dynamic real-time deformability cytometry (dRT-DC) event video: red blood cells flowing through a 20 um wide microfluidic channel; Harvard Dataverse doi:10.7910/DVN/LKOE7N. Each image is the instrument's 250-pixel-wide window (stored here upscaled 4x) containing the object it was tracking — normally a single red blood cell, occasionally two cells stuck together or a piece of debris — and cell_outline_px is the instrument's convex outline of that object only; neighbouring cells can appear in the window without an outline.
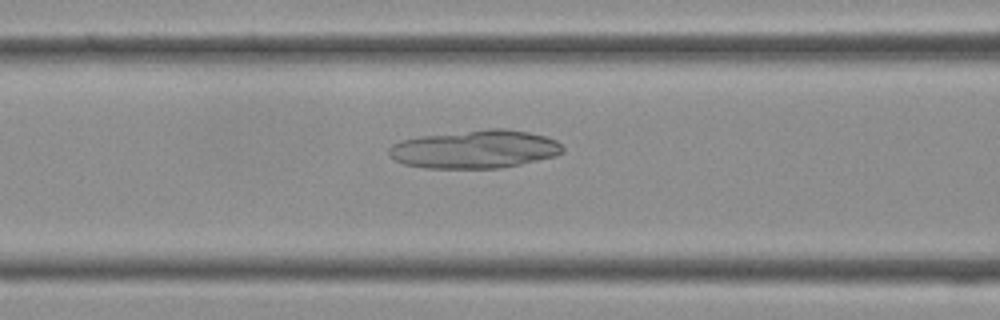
{"species": "Egyptian fruit bat (a non-hibernating species)", "species_latin": "Rousettus aegyptiacus", "temperature_condition": "cold", "stored_images_in_passage": 39, "camera_frame_rate_fps": 3000, "um_per_image_px": 0.085, "frame": {"image": 1, "passage_image": 15, "time_ms": 4.667, "image_size_px": [1000, 320], "cell_outline_px": [[564, 152], [556, 156], [520, 164], [500, 168], [428, 168], [404, 164], [388, 156], [388, 148], [392, 144], [400, 140], [420, 136], [488, 128], [508, 128], [528, 132], [544, 136], [556, 140], [564, 148]], "centroid_in_image_um": [40.37, 12.67], "position_along_channel_um": 126.2, "area_um2": 38.9}}
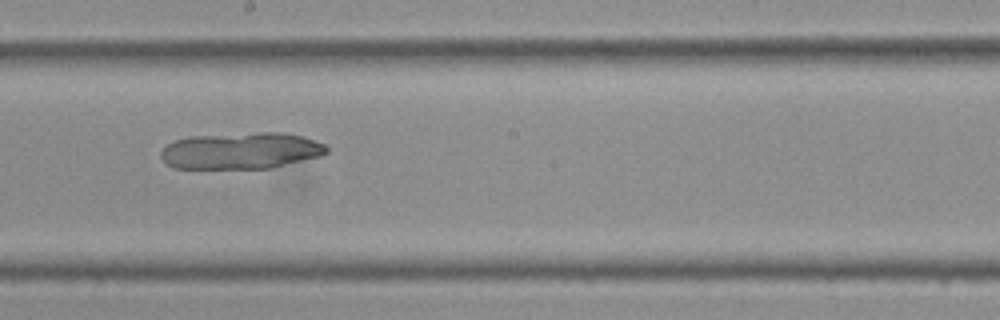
{"frame": {"image": 2, "passage_image": 21, "time_ms": 6.667, "image_size_px": [1000, 320], "cell_outline_px": [[328, 152], [320, 156], [272, 168], [172, 168], [160, 156], [160, 152], [168, 144], [176, 140], [192, 136], [256, 132], [284, 132], [304, 136], [328, 144]], "centroid_in_image_um": [20.55, 12.8], "position_along_channel_um": 227.7, "area_um2": 35.49}}
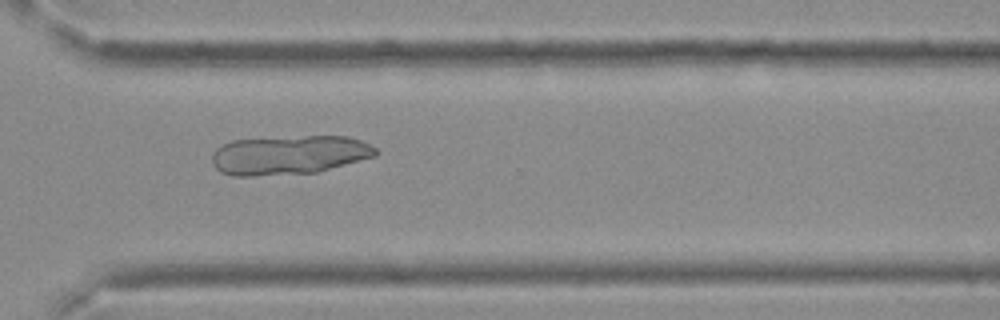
{"frame": {"image": 3, "passage_image": 28, "time_ms": 9.0, "image_size_px": [1000, 320], "cell_outline_px": [[380, 152], [376, 156], [316, 172], [252, 176], [232, 176], [220, 172], [212, 164], [212, 152], [216, 148], [232, 140], [304, 136], [348, 136], [360, 140], [376, 148]], "centroid_in_image_um": [24.56, 13.17], "position_along_channel_um": 346.0, "area_um2": 37.28}}